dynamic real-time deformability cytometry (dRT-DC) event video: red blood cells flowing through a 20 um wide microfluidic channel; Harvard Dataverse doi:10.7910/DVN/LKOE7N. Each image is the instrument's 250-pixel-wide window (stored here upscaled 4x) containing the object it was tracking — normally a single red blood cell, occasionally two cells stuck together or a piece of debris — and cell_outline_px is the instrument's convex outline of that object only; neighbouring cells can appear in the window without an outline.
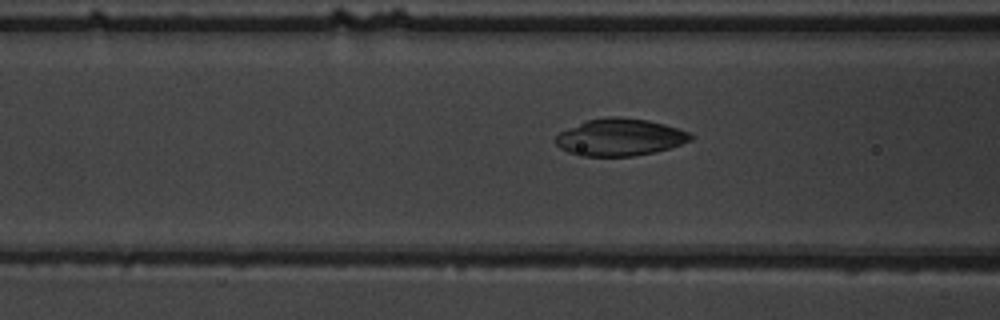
{"species": "common noctule bat (a hibernating species)", "species_latin": "Nyctalus noctula", "temperature_condition": "warm", "stored_images_in_passage": 54, "camera_frame_rate_fps": 3000, "um_per_image_px": 0.085, "animal": {"sex": "male", "body_mass_g": 19.5, "forearm_length_mm": 54.6}, "frame": {"image": 1, "passage_image": 22, "time_ms": 7.0, "image_size_px": [1000, 320], "cell_outline_px": [[696, 136], [692, 140], [656, 152], [632, 156], [580, 156], [568, 152], [560, 148], [556, 144], [556, 136], [560, 132], [588, 120], [604, 116], [620, 116], [648, 120], [664, 124], [688, 132]], "centroid_in_image_um": [52.7, 11.66], "position_along_channel_um": 113.9, "area_um2": 29.19}}
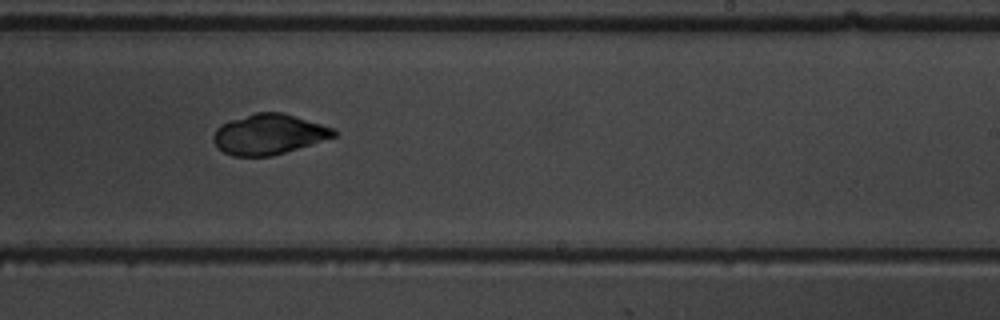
{"frame": {"image": 2, "passage_image": 34, "time_ms": 11.0, "image_size_px": [1000, 320], "cell_outline_px": [[336, 136], [272, 156], [232, 156], [224, 152], [212, 140], [212, 136], [216, 128], [220, 124], [228, 120], [256, 112], [284, 112], [332, 128], [336, 132]], "centroid_in_image_um": [22.79, 11.4], "position_along_channel_um": 266.2, "area_um2": 28.15}}
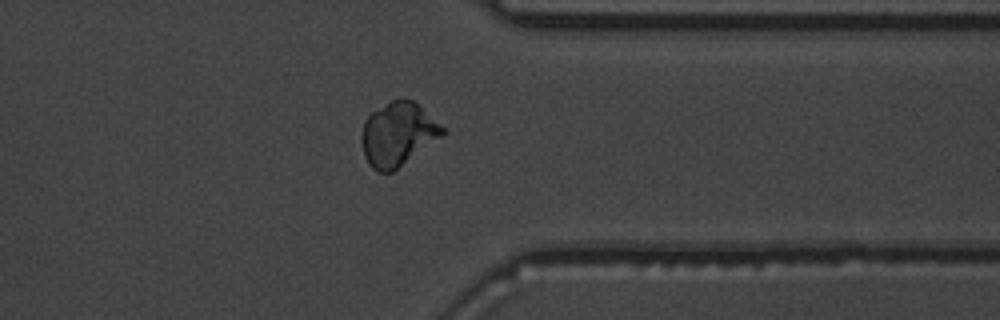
{"frame": {"image": 3, "passage_image": 43, "time_ms": 14.0, "image_size_px": [1000, 320], "cell_outline_px": [[448, 132], [444, 136], [392, 172], [376, 172], [368, 164], [364, 156], [360, 136], [364, 120], [372, 112], [392, 100], [412, 100], [448, 128]], "centroid_in_image_um": [33.85, 11.43], "position_along_channel_um": 377.5, "area_um2": 30.35}, "authors_computed_cell_mechanics": {"area_um2": 29.3913, "velocity_mm_per_s": 3.8091, "shape_relaxation_time_tau1_ms": 3.9596, "shape_relaxation_time_tau2_ms": 1.7962, "deformation_change_tau1": 0.0922, "deformation_change_tau2": 0.0491}}